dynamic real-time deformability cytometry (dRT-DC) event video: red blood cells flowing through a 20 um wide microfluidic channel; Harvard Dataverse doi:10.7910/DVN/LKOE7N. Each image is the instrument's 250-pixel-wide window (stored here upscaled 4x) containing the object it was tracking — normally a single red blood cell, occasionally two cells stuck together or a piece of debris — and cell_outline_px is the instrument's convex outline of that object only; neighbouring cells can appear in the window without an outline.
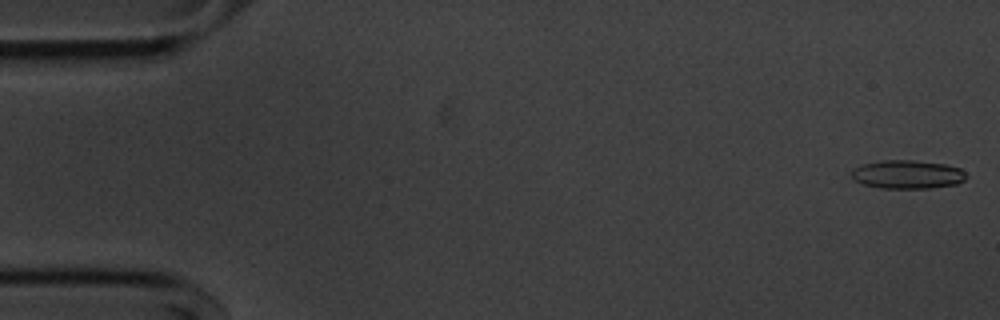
{"species": "common noctule bat (a hibernating species)", "species_latin": "Nyctalus noctula", "temperature_condition": "cold", "stored_images_in_passage": 12, "camera_frame_rate_fps": 3000, "um_per_image_px": 0.085, "animal": {"sex": "male", "body_mass_g": 20.1, "forearm_length_mm": 53.5}, "frame": {"image": 1, "passage_image": 1, "time_ms": 0.0, "image_size_px": [1000, 320], "cell_outline_px": [[968, 176], [964, 180], [956, 184], [932, 188], [880, 188], [864, 184], [856, 180], [852, 176], [852, 168], [864, 164], [880, 160], [912, 160], [944, 164], [960, 168]], "centroid_in_image_um": [77.15, 14.82], "position_along_channel_um": 7.9, "area_um2": 19.02}}